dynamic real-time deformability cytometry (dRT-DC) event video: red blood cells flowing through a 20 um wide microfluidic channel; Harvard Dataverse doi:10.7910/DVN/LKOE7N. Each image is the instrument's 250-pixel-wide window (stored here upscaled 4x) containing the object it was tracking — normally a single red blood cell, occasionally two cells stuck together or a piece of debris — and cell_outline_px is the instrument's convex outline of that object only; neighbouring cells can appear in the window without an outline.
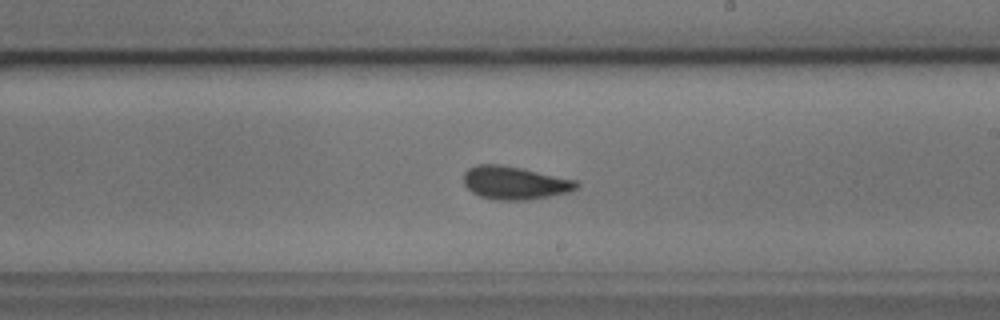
{"species": "common noctule bat (a hibernating species)", "species_latin": "Nyctalus noctula", "temperature_condition": "cold", "stored_images_in_passage": 44, "camera_frame_rate_fps": 3000, "um_per_image_px": 0.085, "animal": {"sex": "male", "body_mass_g": 17.9, "forearm_length_mm": 54.2}, "frame": {"image": 1, "passage_image": 26, "time_ms": 8.333, "image_size_px": [1000, 320], "cell_outline_px": [[580, 184], [576, 188], [568, 192], [528, 200], [492, 200], [480, 196], [472, 192], [464, 184], [464, 172], [468, 168], [476, 164], [500, 164], [520, 168], [576, 180]], "centroid_in_image_um": [43.71, 15.54], "position_along_channel_um": 245.3, "area_um2": 21.68}, "authors_computed_cell_mechanics": {"area_um2": 21.675, "velocity_mm_per_s": 3.6338, "shape_relaxation_time_tau1_ms": 3.1133, "shape_relaxation_time_tau2_ms": 1.2896, "deformation_change_tau1": 0.1172, "deformation_change_tau2": 0.0694}}